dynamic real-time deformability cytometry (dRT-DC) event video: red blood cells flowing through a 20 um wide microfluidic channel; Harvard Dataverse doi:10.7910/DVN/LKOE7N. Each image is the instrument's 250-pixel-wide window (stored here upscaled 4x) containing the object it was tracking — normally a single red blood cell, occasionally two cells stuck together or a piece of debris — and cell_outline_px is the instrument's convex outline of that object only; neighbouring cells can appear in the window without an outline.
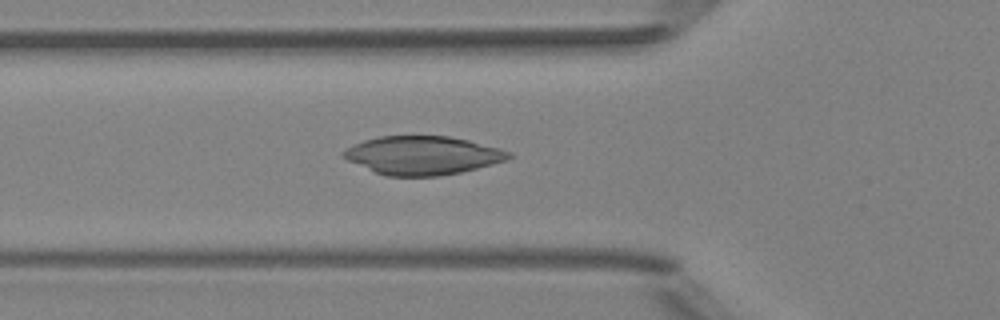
{"species": "Egyptian fruit bat (a non-hibernating species)", "species_latin": "Rousettus aegyptiacus", "temperature_condition": "room temperature", "stored_images_in_passage": 47, "camera_frame_rate_fps": 3000, "um_per_image_px": 0.085, "animal": {"sex": "female"}, "frame": {"image": 1, "passage_image": 14, "time_ms": 4.333, "image_size_px": [1000, 320], "cell_outline_px": [[512, 156], [504, 160], [492, 164], [460, 172], [436, 176], [384, 176], [348, 160], [340, 156], [340, 152], [364, 140], [380, 136], [448, 136], [468, 140], [500, 148], [512, 152]], "centroid_in_image_um": [35.91, 13.2], "position_along_channel_um": 89.9, "area_um2": 36.82}}
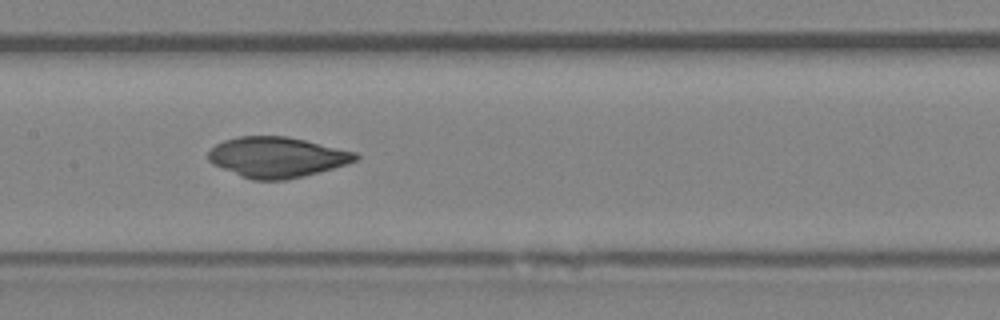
{"frame": {"image": 2, "passage_image": 21, "time_ms": 6.667, "image_size_px": [1000, 320], "cell_outline_px": [[360, 156], [356, 160], [332, 168], [304, 176], [284, 180], [252, 180], [240, 176], [212, 164], [208, 160], [208, 152], [216, 144], [224, 140], [240, 136], [288, 136], [356, 152]], "centroid_in_image_um": [23.51, 13.36], "position_along_channel_um": 183.9, "area_um2": 34.56}}
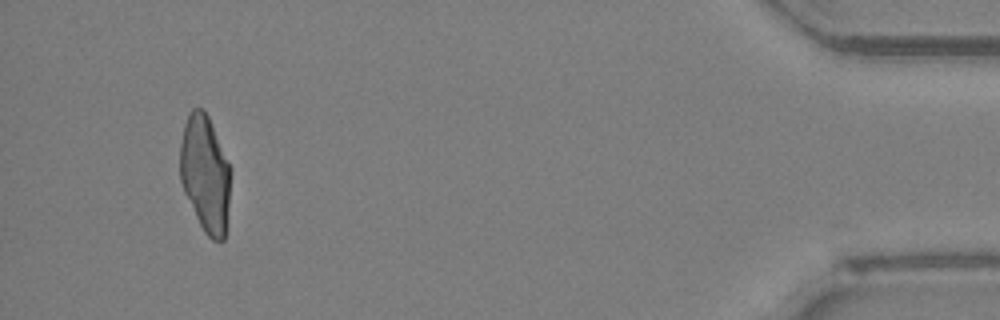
{"frame": {"image": 3, "passage_image": 44, "time_ms": 14.333, "image_size_px": [1000, 320], "cell_outline_px": [[232, 172], [228, 220], [224, 240], [212, 240], [204, 232], [184, 192], [180, 180], [180, 144], [184, 124], [188, 112], [192, 108], [200, 108], [208, 116], [232, 168]], "centroid_in_image_um": [17.47, 14.79], "position_along_channel_um": 417.7, "area_um2": 34.97}}